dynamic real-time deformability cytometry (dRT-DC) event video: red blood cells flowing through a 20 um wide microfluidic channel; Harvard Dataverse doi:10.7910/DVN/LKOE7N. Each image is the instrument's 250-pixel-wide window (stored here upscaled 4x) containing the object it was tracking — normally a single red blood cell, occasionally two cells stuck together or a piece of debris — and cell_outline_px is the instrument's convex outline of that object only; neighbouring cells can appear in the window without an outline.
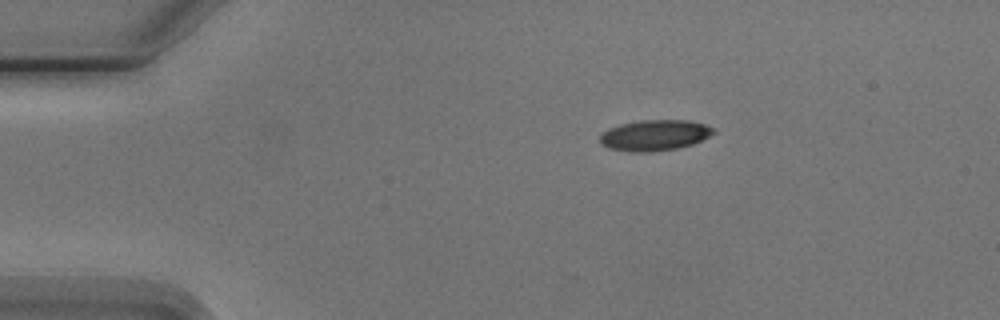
{"species": "Egyptian fruit bat (a non-hibernating species)", "species_latin": "Rousettus aegyptiacus", "temperature_condition": "cold", "stored_images_in_passage": 3, "camera_frame_rate_fps": 3000, "um_per_image_px": 0.085, "animal": {"sex": "male"}, "frame": {"image": 1, "passage_image": 1, "time_ms": 0.0, "image_size_px": [1000, 320], "cell_outline_px": [[716, 132], [692, 144], [676, 148], [652, 152], [628, 152], [608, 148], [600, 144], [600, 136], [608, 128], [620, 124], [640, 120], [688, 120], [704, 124], [716, 128]], "centroid_in_image_um": [55.63, 11.49], "position_along_channel_um": 29.4, "area_um2": 20.46}}
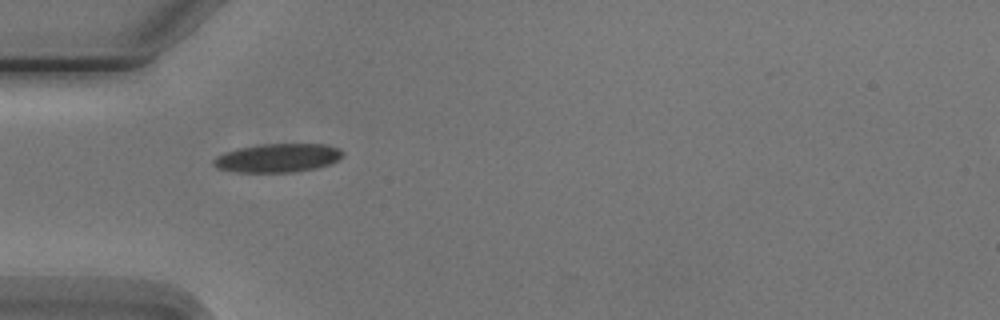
{"frame": {"image": 2, "passage_image": 3, "time_ms": 2.333, "image_size_px": [1000, 320], "cell_outline_px": [[344, 156], [328, 164], [316, 168], [292, 172], [236, 172], [216, 168], [212, 164], [212, 160], [216, 156], [224, 152], [236, 148], [260, 144], [324, 144], [340, 148], [344, 152]], "centroid_in_image_um": [23.57, 13.42], "position_along_channel_um": 61.4, "area_um2": 21.73}}